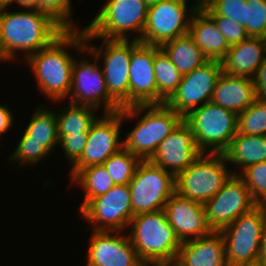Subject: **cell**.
<instances>
[{
	"label": "cell",
	"instance_id": "6da1fadb",
	"mask_svg": "<svg viewBox=\"0 0 266 266\" xmlns=\"http://www.w3.org/2000/svg\"><path fill=\"white\" fill-rule=\"evenodd\" d=\"M69 47L82 53L86 47L83 29H66L49 46L29 56L28 64L37 89L53 102L68 98L71 90L72 68L76 57Z\"/></svg>",
	"mask_w": 266,
	"mask_h": 266
},
{
	"label": "cell",
	"instance_id": "7a4b0ae2",
	"mask_svg": "<svg viewBox=\"0 0 266 266\" xmlns=\"http://www.w3.org/2000/svg\"><path fill=\"white\" fill-rule=\"evenodd\" d=\"M66 29L46 12L0 11V60L18 58L17 51L26 60L49 46ZM17 55V57H16Z\"/></svg>",
	"mask_w": 266,
	"mask_h": 266
},
{
	"label": "cell",
	"instance_id": "3957f363",
	"mask_svg": "<svg viewBox=\"0 0 266 266\" xmlns=\"http://www.w3.org/2000/svg\"><path fill=\"white\" fill-rule=\"evenodd\" d=\"M144 114V115H143ZM140 117L123 140V148L141 160H149L158 145L177 127L183 117L166 103L122 108V120Z\"/></svg>",
	"mask_w": 266,
	"mask_h": 266
},
{
	"label": "cell",
	"instance_id": "277c9868",
	"mask_svg": "<svg viewBox=\"0 0 266 266\" xmlns=\"http://www.w3.org/2000/svg\"><path fill=\"white\" fill-rule=\"evenodd\" d=\"M129 239L146 266L173 265L181 246L164 210L133 216Z\"/></svg>",
	"mask_w": 266,
	"mask_h": 266
},
{
	"label": "cell",
	"instance_id": "5b68a950",
	"mask_svg": "<svg viewBox=\"0 0 266 266\" xmlns=\"http://www.w3.org/2000/svg\"><path fill=\"white\" fill-rule=\"evenodd\" d=\"M227 163L223 153L203 152L175 177V192L204 205L233 175Z\"/></svg>",
	"mask_w": 266,
	"mask_h": 266
},
{
	"label": "cell",
	"instance_id": "8992f818",
	"mask_svg": "<svg viewBox=\"0 0 266 266\" xmlns=\"http://www.w3.org/2000/svg\"><path fill=\"white\" fill-rule=\"evenodd\" d=\"M183 120L202 152L223 153L237 134L238 115L211 101L191 110Z\"/></svg>",
	"mask_w": 266,
	"mask_h": 266
},
{
	"label": "cell",
	"instance_id": "52a82bcc",
	"mask_svg": "<svg viewBox=\"0 0 266 266\" xmlns=\"http://www.w3.org/2000/svg\"><path fill=\"white\" fill-rule=\"evenodd\" d=\"M85 45L101 61L109 96L121 107H129V71L132 40L95 38L85 27ZM102 40V46H93L92 41ZM91 41V42H90ZM91 43V44H90Z\"/></svg>",
	"mask_w": 266,
	"mask_h": 266
},
{
	"label": "cell",
	"instance_id": "ba28073f",
	"mask_svg": "<svg viewBox=\"0 0 266 266\" xmlns=\"http://www.w3.org/2000/svg\"><path fill=\"white\" fill-rule=\"evenodd\" d=\"M266 206L256 205L221 230L228 266H257Z\"/></svg>",
	"mask_w": 266,
	"mask_h": 266
},
{
	"label": "cell",
	"instance_id": "9c48e42d",
	"mask_svg": "<svg viewBox=\"0 0 266 266\" xmlns=\"http://www.w3.org/2000/svg\"><path fill=\"white\" fill-rule=\"evenodd\" d=\"M85 27L95 38L128 40V33H138L140 41L146 24L149 6L144 0H107Z\"/></svg>",
	"mask_w": 266,
	"mask_h": 266
},
{
	"label": "cell",
	"instance_id": "30bf717a",
	"mask_svg": "<svg viewBox=\"0 0 266 266\" xmlns=\"http://www.w3.org/2000/svg\"><path fill=\"white\" fill-rule=\"evenodd\" d=\"M188 0H163L149 6L140 42L159 46L188 34L190 21L200 0L188 7ZM192 7V8H191Z\"/></svg>",
	"mask_w": 266,
	"mask_h": 266
},
{
	"label": "cell",
	"instance_id": "8fae6325",
	"mask_svg": "<svg viewBox=\"0 0 266 266\" xmlns=\"http://www.w3.org/2000/svg\"><path fill=\"white\" fill-rule=\"evenodd\" d=\"M134 216L164 210L175 192V177L149 160H142L128 184Z\"/></svg>",
	"mask_w": 266,
	"mask_h": 266
},
{
	"label": "cell",
	"instance_id": "7c38bea8",
	"mask_svg": "<svg viewBox=\"0 0 266 266\" xmlns=\"http://www.w3.org/2000/svg\"><path fill=\"white\" fill-rule=\"evenodd\" d=\"M83 53L93 57V62L84 59H75L72 68L71 90L69 103L88 105L95 108L102 106L103 113H116L122 108L109 96L104 79L103 70L100 68L99 59L87 47ZM92 55V56H91Z\"/></svg>",
	"mask_w": 266,
	"mask_h": 266
},
{
	"label": "cell",
	"instance_id": "4fadbf2b",
	"mask_svg": "<svg viewBox=\"0 0 266 266\" xmlns=\"http://www.w3.org/2000/svg\"><path fill=\"white\" fill-rule=\"evenodd\" d=\"M79 212L87 224L94 225V231L125 233L134 216L129 186L115 185L107 193L92 198Z\"/></svg>",
	"mask_w": 266,
	"mask_h": 266
},
{
	"label": "cell",
	"instance_id": "5bb4252c",
	"mask_svg": "<svg viewBox=\"0 0 266 266\" xmlns=\"http://www.w3.org/2000/svg\"><path fill=\"white\" fill-rule=\"evenodd\" d=\"M122 123V109L116 113H102V116L97 118L88 132L82 156L70 168V179L81 169L102 165L111 155L123 148V140L120 138Z\"/></svg>",
	"mask_w": 266,
	"mask_h": 266
},
{
	"label": "cell",
	"instance_id": "9a60e30c",
	"mask_svg": "<svg viewBox=\"0 0 266 266\" xmlns=\"http://www.w3.org/2000/svg\"><path fill=\"white\" fill-rule=\"evenodd\" d=\"M222 71L221 61L209 60L190 73L182 75L176 92L166 104L184 117L191 110L210 102L217 78Z\"/></svg>",
	"mask_w": 266,
	"mask_h": 266
},
{
	"label": "cell",
	"instance_id": "2e32d148",
	"mask_svg": "<svg viewBox=\"0 0 266 266\" xmlns=\"http://www.w3.org/2000/svg\"><path fill=\"white\" fill-rule=\"evenodd\" d=\"M256 204L243 179L233 174L223 187L204 204L207 222L212 231L220 232Z\"/></svg>",
	"mask_w": 266,
	"mask_h": 266
},
{
	"label": "cell",
	"instance_id": "e0dca14e",
	"mask_svg": "<svg viewBox=\"0 0 266 266\" xmlns=\"http://www.w3.org/2000/svg\"><path fill=\"white\" fill-rule=\"evenodd\" d=\"M91 233L86 266H146L139 259L128 233L94 230Z\"/></svg>",
	"mask_w": 266,
	"mask_h": 266
},
{
	"label": "cell",
	"instance_id": "ac0fdd59",
	"mask_svg": "<svg viewBox=\"0 0 266 266\" xmlns=\"http://www.w3.org/2000/svg\"><path fill=\"white\" fill-rule=\"evenodd\" d=\"M202 153L196 144L193 131L182 120L158 145L149 161L176 177Z\"/></svg>",
	"mask_w": 266,
	"mask_h": 266
},
{
	"label": "cell",
	"instance_id": "d6986e66",
	"mask_svg": "<svg viewBox=\"0 0 266 266\" xmlns=\"http://www.w3.org/2000/svg\"><path fill=\"white\" fill-rule=\"evenodd\" d=\"M155 46L132 39L129 71V107L157 104L154 73Z\"/></svg>",
	"mask_w": 266,
	"mask_h": 266
},
{
	"label": "cell",
	"instance_id": "ffe728a7",
	"mask_svg": "<svg viewBox=\"0 0 266 266\" xmlns=\"http://www.w3.org/2000/svg\"><path fill=\"white\" fill-rule=\"evenodd\" d=\"M164 211L180 243L211 234L204 205L174 192Z\"/></svg>",
	"mask_w": 266,
	"mask_h": 266
},
{
	"label": "cell",
	"instance_id": "44dd1931",
	"mask_svg": "<svg viewBox=\"0 0 266 266\" xmlns=\"http://www.w3.org/2000/svg\"><path fill=\"white\" fill-rule=\"evenodd\" d=\"M173 266H228L221 232L183 242Z\"/></svg>",
	"mask_w": 266,
	"mask_h": 266
},
{
	"label": "cell",
	"instance_id": "7402d4cb",
	"mask_svg": "<svg viewBox=\"0 0 266 266\" xmlns=\"http://www.w3.org/2000/svg\"><path fill=\"white\" fill-rule=\"evenodd\" d=\"M266 58V39L249 37L230 46L226 57L221 61L222 70L231 76L253 78L258 66Z\"/></svg>",
	"mask_w": 266,
	"mask_h": 266
},
{
	"label": "cell",
	"instance_id": "603a6c76",
	"mask_svg": "<svg viewBox=\"0 0 266 266\" xmlns=\"http://www.w3.org/2000/svg\"><path fill=\"white\" fill-rule=\"evenodd\" d=\"M257 99L253 80L223 71L217 78L211 102L239 115Z\"/></svg>",
	"mask_w": 266,
	"mask_h": 266
},
{
	"label": "cell",
	"instance_id": "cb8c5ba5",
	"mask_svg": "<svg viewBox=\"0 0 266 266\" xmlns=\"http://www.w3.org/2000/svg\"><path fill=\"white\" fill-rule=\"evenodd\" d=\"M188 34L208 60L222 61L226 57L230 46L214 19L200 5L192 15Z\"/></svg>",
	"mask_w": 266,
	"mask_h": 266
},
{
	"label": "cell",
	"instance_id": "d4e9b609",
	"mask_svg": "<svg viewBox=\"0 0 266 266\" xmlns=\"http://www.w3.org/2000/svg\"><path fill=\"white\" fill-rule=\"evenodd\" d=\"M227 162L235 165L233 174L239 175L247 167L266 161V135L237 134L223 152ZM241 168L240 172L236 168Z\"/></svg>",
	"mask_w": 266,
	"mask_h": 266
},
{
	"label": "cell",
	"instance_id": "484cf974",
	"mask_svg": "<svg viewBox=\"0 0 266 266\" xmlns=\"http://www.w3.org/2000/svg\"><path fill=\"white\" fill-rule=\"evenodd\" d=\"M29 121L19 141L43 142V146L52 153L59 142L56 110L36 106Z\"/></svg>",
	"mask_w": 266,
	"mask_h": 266
},
{
	"label": "cell",
	"instance_id": "4316f807",
	"mask_svg": "<svg viewBox=\"0 0 266 266\" xmlns=\"http://www.w3.org/2000/svg\"><path fill=\"white\" fill-rule=\"evenodd\" d=\"M161 48L182 75L190 73L209 61L189 34L168 41Z\"/></svg>",
	"mask_w": 266,
	"mask_h": 266
},
{
	"label": "cell",
	"instance_id": "83f0119b",
	"mask_svg": "<svg viewBox=\"0 0 266 266\" xmlns=\"http://www.w3.org/2000/svg\"><path fill=\"white\" fill-rule=\"evenodd\" d=\"M95 107L68 103L57 111L58 135L82 134L89 132L91 125L97 120Z\"/></svg>",
	"mask_w": 266,
	"mask_h": 266
},
{
	"label": "cell",
	"instance_id": "f1b7e54d",
	"mask_svg": "<svg viewBox=\"0 0 266 266\" xmlns=\"http://www.w3.org/2000/svg\"><path fill=\"white\" fill-rule=\"evenodd\" d=\"M154 73L157 83V104H164L176 92L182 74L159 46H155Z\"/></svg>",
	"mask_w": 266,
	"mask_h": 266
},
{
	"label": "cell",
	"instance_id": "f546056e",
	"mask_svg": "<svg viewBox=\"0 0 266 266\" xmlns=\"http://www.w3.org/2000/svg\"><path fill=\"white\" fill-rule=\"evenodd\" d=\"M83 189V203L80 204L79 211L92 199L107 193L115 186L112 178L107 173L103 165L90 166L81 169L71 180Z\"/></svg>",
	"mask_w": 266,
	"mask_h": 266
},
{
	"label": "cell",
	"instance_id": "4dcf8cb0",
	"mask_svg": "<svg viewBox=\"0 0 266 266\" xmlns=\"http://www.w3.org/2000/svg\"><path fill=\"white\" fill-rule=\"evenodd\" d=\"M142 160L122 148L111 155L102 165L115 185H128Z\"/></svg>",
	"mask_w": 266,
	"mask_h": 266
},
{
	"label": "cell",
	"instance_id": "1f68e13d",
	"mask_svg": "<svg viewBox=\"0 0 266 266\" xmlns=\"http://www.w3.org/2000/svg\"><path fill=\"white\" fill-rule=\"evenodd\" d=\"M239 134L266 135V100L257 98L238 115Z\"/></svg>",
	"mask_w": 266,
	"mask_h": 266
},
{
	"label": "cell",
	"instance_id": "d6a6232c",
	"mask_svg": "<svg viewBox=\"0 0 266 266\" xmlns=\"http://www.w3.org/2000/svg\"><path fill=\"white\" fill-rule=\"evenodd\" d=\"M239 176L249 189L254 203L266 206V161L247 167Z\"/></svg>",
	"mask_w": 266,
	"mask_h": 266
},
{
	"label": "cell",
	"instance_id": "836d02e7",
	"mask_svg": "<svg viewBox=\"0 0 266 266\" xmlns=\"http://www.w3.org/2000/svg\"><path fill=\"white\" fill-rule=\"evenodd\" d=\"M244 27L249 37L266 39V0H246Z\"/></svg>",
	"mask_w": 266,
	"mask_h": 266
},
{
	"label": "cell",
	"instance_id": "e575fe53",
	"mask_svg": "<svg viewBox=\"0 0 266 266\" xmlns=\"http://www.w3.org/2000/svg\"><path fill=\"white\" fill-rule=\"evenodd\" d=\"M246 0H200V6L208 14L227 17L244 26V5Z\"/></svg>",
	"mask_w": 266,
	"mask_h": 266
},
{
	"label": "cell",
	"instance_id": "d590c367",
	"mask_svg": "<svg viewBox=\"0 0 266 266\" xmlns=\"http://www.w3.org/2000/svg\"><path fill=\"white\" fill-rule=\"evenodd\" d=\"M51 153L43 146V142L19 141L8 160L18 166L36 165Z\"/></svg>",
	"mask_w": 266,
	"mask_h": 266
},
{
	"label": "cell",
	"instance_id": "8d00e7d4",
	"mask_svg": "<svg viewBox=\"0 0 266 266\" xmlns=\"http://www.w3.org/2000/svg\"><path fill=\"white\" fill-rule=\"evenodd\" d=\"M58 137V147L61 146L68 160V164L72 167L84 152L88 132H83L82 134L58 135Z\"/></svg>",
	"mask_w": 266,
	"mask_h": 266
},
{
	"label": "cell",
	"instance_id": "74e56055",
	"mask_svg": "<svg viewBox=\"0 0 266 266\" xmlns=\"http://www.w3.org/2000/svg\"><path fill=\"white\" fill-rule=\"evenodd\" d=\"M209 15L214 19L218 29L226 38V41L228 42L229 46H233L249 38L247 30L244 26L224 16H220L217 14Z\"/></svg>",
	"mask_w": 266,
	"mask_h": 266
},
{
	"label": "cell",
	"instance_id": "f35d334b",
	"mask_svg": "<svg viewBox=\"0 0 266 266\" xmlns=\"http://www.w3.org/2000/svg\"><path fill=\"white\" fill-rule=\"evenodd\" d=\"M255 86L256 96L259 99L266 100V58L258 66L254 77L252 78Z\"/></svg>",
	"mask_w": 266,
	"mask_h": 266
},
{
	"label": "cell",
	"instance_id": "ab89813d",
	"mask_svg": "<svg viewBox=\"0 0 266 266\" xmlns=\"http://www.w3.org/2000/svg\"><path fill=\"white\" fill-rule=\"evenodd\" d=\"M14 114L8 108V106L0 104V137L8 132L13 126Z\"/></svg>",
	"mask_w": 266,
	"mask_h": 266
},
{
	"label": "cell",
	"instance_id": "60d3db41",
	"mask_svg": "<svg viewBox=\"0 0 266 266\" xmlns=\"http://www.w3.org/2000/svg\"><path fill=\"white\" fill-rule=\"evenodd\" d=\"M17 3L21 8L22 12H44L38 4V0H4V6H10L13 3Z\"/></svg>",
	"mask_w": 266,
	"mask_h": 266
},
{
	"label": "cell",
	"instance_id": "b9f144b4",
	"mask_svg": "<svg viewBox=\"0 0 266 266\" xmlns=\"http://www.w3.org/2000/svg\"><path fill=\"white\" fill-rule=\"evenodd\" d=\"M257 266H266V221L262 231L261 247Z\"/></svg>",
	"mask_w": 266,
	"mask_h": 266
},
{
	"label": "cell",
	"instance_id": "7bdbcfd3",
	"mask_svg": "<svg viewBox=\"0 0 266 266\" xmlns=\"http://www.w3.org/2000/svg\"><path fill=\"white\" fill-rule=\"evenodd\" d=\"M163 0H144V2L148 5V6H152L154 4L160 3Z\"/></svg>",
	"mask_w": 266,
	"mask_h": 266
},
{
	"label": "cell",
	"instance_id": "ee69618b",
	"mask_svg": "<svg viewBox=\"0 0 266 266\" xmlns=\"http://www.w3.org/2000/svg\"><path fill=\"white\" fill-rule=\"evenodd\" d=\"M4 7V0H0V11Z\"/></svg>",
	"mask_w": 266,
	"mask_h": 266
}]
</instances>
